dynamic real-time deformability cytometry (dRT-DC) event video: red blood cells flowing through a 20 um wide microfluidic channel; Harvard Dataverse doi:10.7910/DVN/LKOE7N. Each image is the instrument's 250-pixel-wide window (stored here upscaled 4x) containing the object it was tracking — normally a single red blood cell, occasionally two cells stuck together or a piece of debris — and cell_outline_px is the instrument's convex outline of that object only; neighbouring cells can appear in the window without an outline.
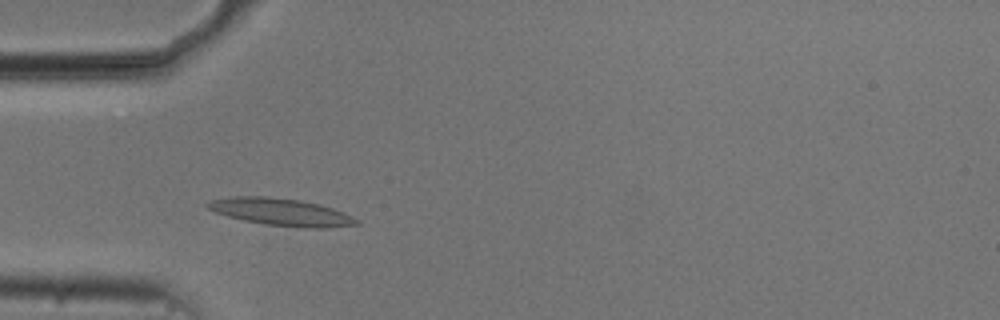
{"species": "common noctule bat (a hibernating species)", "species_latin": "Nyctalus noctula", "temperature_condition": "cold", "stored_images_in_passage": 43, "camera_frame_rate_fps": 3000, "um_per_image_px": 0.085, "animal": {"sex": "male", "body_mass_g": 20.5, "forearm_length_mm": 52.5}, "frame": {"image": 1, "passage_image": 5, "time_ms": 1.333, "image_size_px": [1000, 320], "cell_outline_px": [[360, 224], [324, 228], [304, 228], [264, 224], [244, 220], [228, 216], [216, 212], [208, 208], [204, 204], [212, 200], [228, 196], [268, 196], [300, 200], [320, 204], [344, 212], [360, 220]], "centroid_in_image_um": [23.91, 18.01], "position_along_channel_um": 61.1, "area_um2": 23.76}}
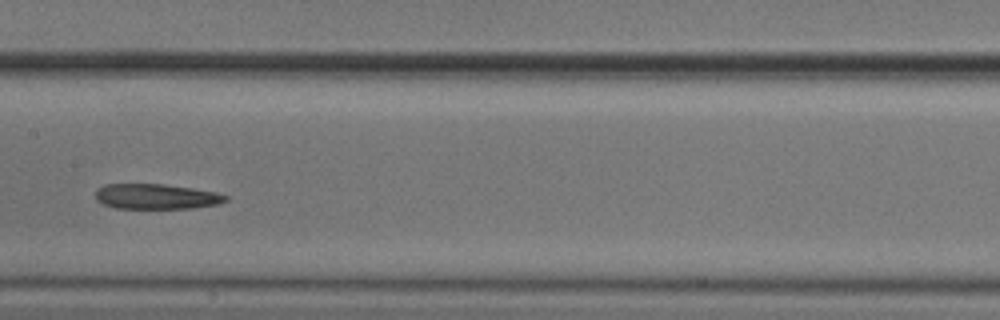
{"frame": {"image": 2, "passage_image": 16, "time_ms": 5.0, "image_size_px": [1000, 320], "cell_outline_px": [[228, 200], [220, 204], [192, 208], [116, 208], [104, 204], [96, 200], [96, 188], [104, 184], [164, 184], [192, 188], [216, 192], [228, 196]], "centroid_in_image_um": [13.29, 16.7], "position_along_channel_um": 194.1, "area_um2": 19.19}}
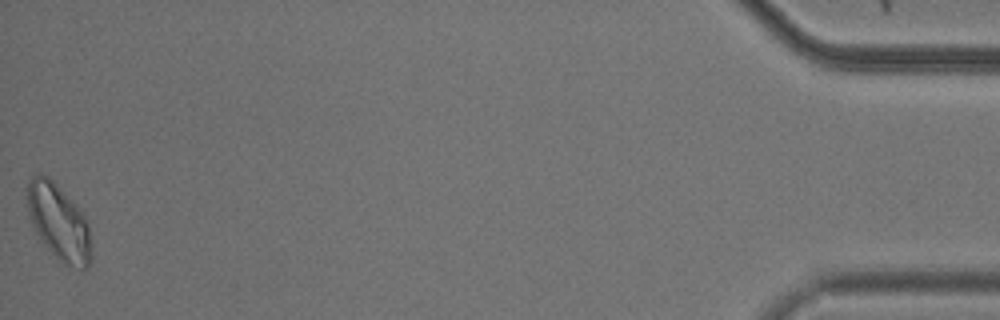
{"frame": {"image": 3, "passage_image": 43, "time_ms": 14.0, "image_size_px": [1000, 320], "cell_outline_px": [[92, 264], [84, 272], [64, 264], [44, 244], [36, 232], [32, 224], [28, 212], [28, 180], [36, 172], [40, 172], [48, 176], [80, 208], [88, 224], [92, 252]], "centroid_in_image_um": [5.04, 18.92], "position_along_channel_um": 430.2, "area_um2": 28.61}}